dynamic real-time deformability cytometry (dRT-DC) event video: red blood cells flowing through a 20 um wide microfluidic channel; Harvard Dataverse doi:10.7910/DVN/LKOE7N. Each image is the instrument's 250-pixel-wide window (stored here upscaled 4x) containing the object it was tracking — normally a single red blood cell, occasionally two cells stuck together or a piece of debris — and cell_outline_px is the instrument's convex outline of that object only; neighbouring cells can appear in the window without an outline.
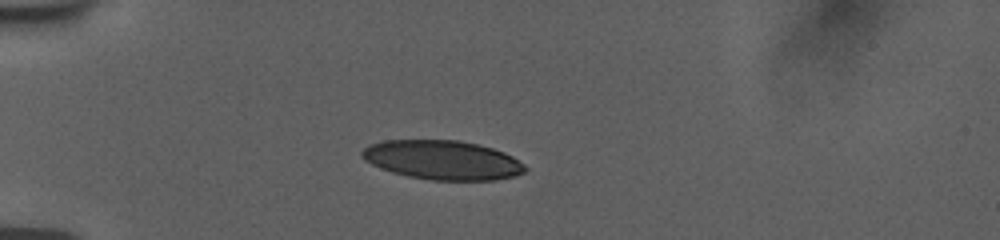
{"species": "human", "species_latin": "Homo sapiens", "temperature_condition": "room temperature", "stored_images_in_passage": 18, "camera_frame_rate_fps": 3000, "um_per_image_px": 0.085, "donor": {"sex": "female"}, "frame": {"image": 1, "passage_image": 8, "time_ms": 2.333, "image_size_px": [1000, 240], "cell_outline_px": [[528, 168], [524, 172], [516, 176], [492, 180], [432, 180], [408, 176], [392, 172], [380, 168], [364, 160], [360, 156], [360, 152], [364, 148], [372, 144], [384, 140], [460, 140], [492, 148], [504, 152], [512, 156], [524, 164]], "centroid_in_image_um": [37.61, 13.6], "position_along_channel_um": 47.4, "area_um2": 37.28}}
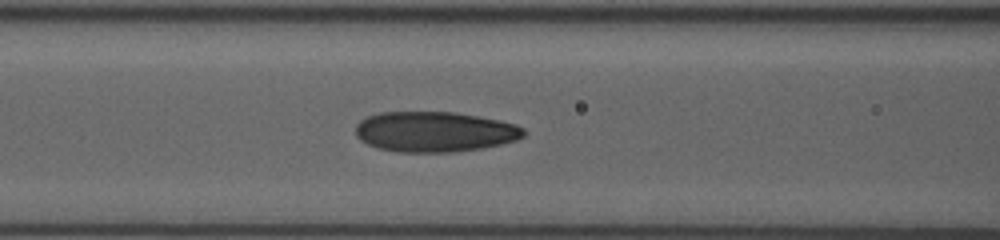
{"frame": {"image": 2, "passage_image": 14, "time_ms": 4.333, "image_size_px": [1000, 240], "cell_outline_px": [[524, 136], [516, 140], [500, 144], [480, 148], [452, 152], [396, 152], [376, 148], [360, 140], [356, 136], [356, 124], [360, 120], [368, 116], [380, 112], [456, 112], [500, 120], [516, 124], [524, 128]], "centroid_in_image_um": [36.92, 11.19], "position_along_channel_um": 129.7, "area_um2": 39.65}}
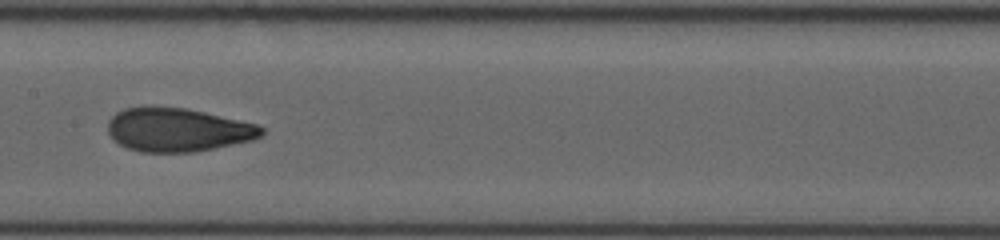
{"frame": {"image": 3, "passage_image": 17, "time_ms": 5.333, "image_size_px": [1000, 240], "cell_outline_px": [[264, 132], [260, 136], [252, 140], [192, 152], [140, 152], [128, 148], [120, 144], [108, 132], [108, 120], [116, 112], [124, 108], [188, 108], [256, 124], [264, 128]], "centroid_in_image_um": [15.11, 11.04], "position_along_channel_um": 192.3, "area_um2": 38.38}}